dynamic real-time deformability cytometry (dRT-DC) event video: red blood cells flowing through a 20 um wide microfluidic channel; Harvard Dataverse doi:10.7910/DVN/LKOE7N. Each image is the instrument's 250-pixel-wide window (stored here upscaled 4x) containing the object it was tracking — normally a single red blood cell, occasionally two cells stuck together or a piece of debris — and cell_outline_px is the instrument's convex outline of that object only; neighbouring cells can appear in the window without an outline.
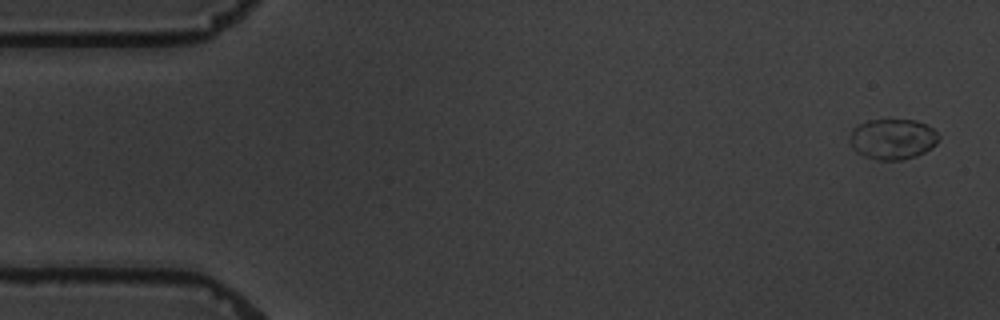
{"species": "common noctule bat (a hibernating species)", "species_latin": "Nyctalus noctula", "temperature_condition": "warm", "stored_images_in_passage": 5, "camera_frame_rate_fps": 3000, "um_per_image_px": 0.085, "animal": {"sex": "male", "body_mass_g": 19.5, "forearm_length_mm": 54.6}, "frame": {"image": 1, "passage_image": 1, "time_ms": 0.0, "image_size_px": [1000, 320], "cell_outline_px": [[940, 136], [936, 144], [932, 148], [916, 156], [900, 160], [876, 160], [864, 156], [856, 152], [852, 148], [852, 128], [868, 120], [916, 120], [932, 128]], "centroid_in_image_um": [75.9, 11.83], "position_along_channel_um": 9.1, "area_um2": 20.87}}